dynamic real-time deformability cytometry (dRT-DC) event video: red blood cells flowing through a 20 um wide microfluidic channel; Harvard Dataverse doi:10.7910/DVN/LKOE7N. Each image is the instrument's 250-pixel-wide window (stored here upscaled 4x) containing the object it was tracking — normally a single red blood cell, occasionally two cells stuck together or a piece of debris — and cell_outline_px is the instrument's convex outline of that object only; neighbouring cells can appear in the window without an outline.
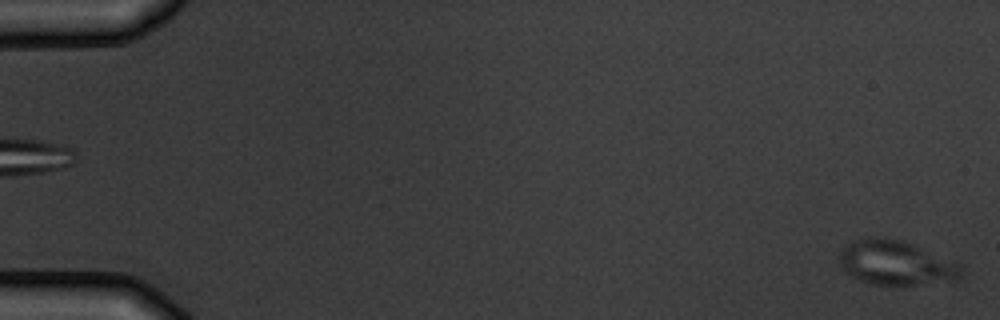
{"species": "common noctule bat (a hibernating species)", "species_latin": "Nyctalus noctula", "temperature_condition": "warm", "stored_images_in_passage": 5, "camera_frame_rate_fps": 3000, "um_per_image_px": 0.085, "animal": {"sex": "male", "body_mass_g": 19.5, "forearm_length_mm": 54.6}, "frame": {"image": 1, "passage_image": 5, "time_ms": 5.667, "image_size_px": [1000, 320], "cell_outline_px": [[964, 276], [956, 280], [916, 284], [868, 284], [852, 276], [840, 268], [840, 252], [848, 244], [872, 236], [880, 236], [900, 240], [960, 264], [964, 272]], "centroid_in_image_um": [76.15, 22.35], "position_along_channel_um": 8.9, "area_um2": 31.04}}